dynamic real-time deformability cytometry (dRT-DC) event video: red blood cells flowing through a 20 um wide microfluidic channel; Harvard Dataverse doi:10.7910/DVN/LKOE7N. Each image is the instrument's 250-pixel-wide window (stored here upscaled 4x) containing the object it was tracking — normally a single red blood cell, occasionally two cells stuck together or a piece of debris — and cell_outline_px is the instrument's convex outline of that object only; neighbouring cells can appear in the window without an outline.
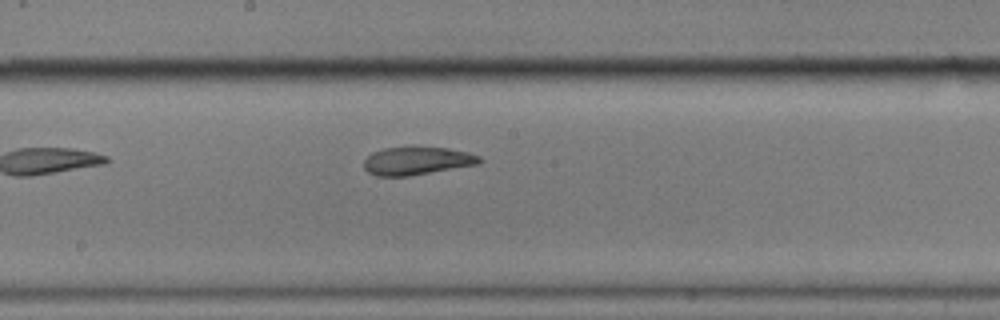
{"species": "common noctule bat (a hibernating species)", "species_latin": "Nyctalus noctula", "temperature_condition": "cold", "stored_images_in_passage": 8, "camera_frame_rate_fps": 3000, "um_per_image_px": 0.085, "animal": {"sex": "male", "body_mass_g": 17.9}, "frame": {"image": 1, "passage_image": 8, "time_ms": 8.333, "image_size_px": [1000, 320], "cell_outline_px": [[484, 160], [480, 164], [408, 176], [376, 176], [368, 172], [364, 168], [364, 160], [372, 152], [384, 148], [448, 148], [468, 152], [480, 156]], "centroid_in_image_um": [35.47, 13.68], "position_along_channel_um": 212.7, "area_um2": 18.73}}